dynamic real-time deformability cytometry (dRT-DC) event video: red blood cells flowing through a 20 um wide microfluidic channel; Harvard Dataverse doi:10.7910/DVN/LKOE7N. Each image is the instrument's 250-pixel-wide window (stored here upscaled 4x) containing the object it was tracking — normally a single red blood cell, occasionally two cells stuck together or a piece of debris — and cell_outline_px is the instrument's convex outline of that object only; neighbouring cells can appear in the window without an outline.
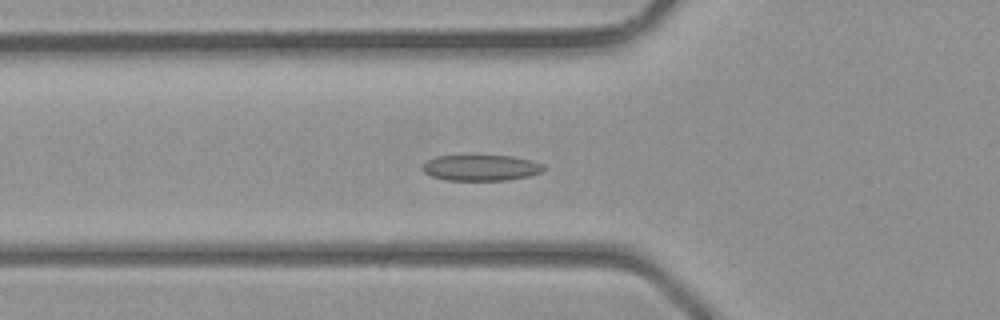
{"species": "common noctule bat (a hibernating species)", "species_latin": "Nyctalus noctula", "temperature_condition": "room temperature", "stored_images_in_passage": 39, "camera_frame_rate_fps": 3000, "um_per_image_px": 0.085, "animal": {"sex": "male", "body_mass_g": 23.1, "forearm_length_mm": 52.7}, "frame": {"image": 1, "passage_image": 13, "time_ms": 4.0, "image_size_px": [1000, 320], "cell_outline_px": [[544, 172], [528, 176], [508, 180], [448, 180], [432, 176], [424, 172], [424, 164], [428, 160], [436, 156], [472, 152], [512, 156], [532, 160], [544, 164]], "centroid_in_image_um": [40.91, 14.2], "position_along_channel_um": 84.9, "area_um2": 19.25}}
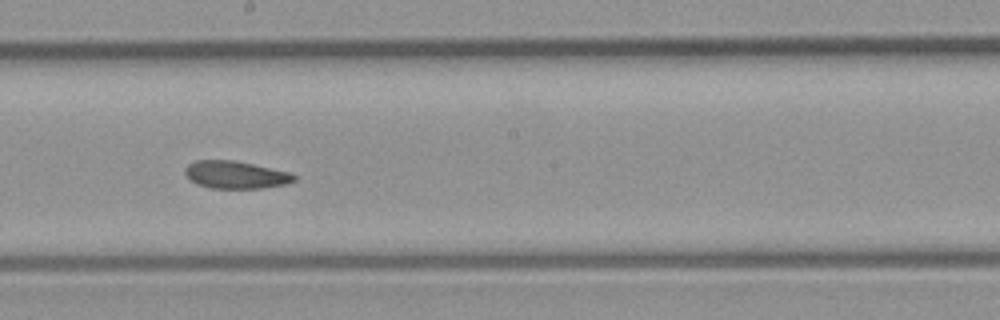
{"frame": {"image": 2, "passage_image": 21, "time_ms": 6.667, "image_size_px": [1000, 320], "cell_outline_px": [[296, 180], [288, 184], [264, 188], [212, 188], [196, 184], [184, 172], [184, 168], [188, 164], [196, 160], [232, 160], [292, 172], [296, 176]], "centroid_in_image_um": [20.07, 14.86], "position_along_channel_um": 228.1, "area_um2": 17.57}}
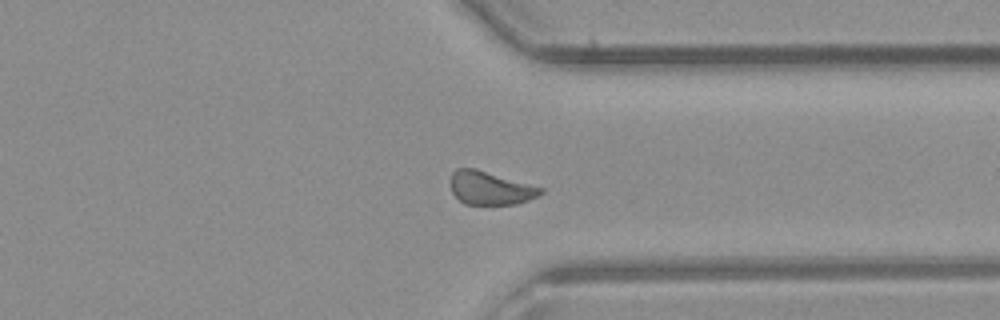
{"frame": {"image": 3, "passage_image": 29, "time_ms": 9.333, "image_size_px": [1000, 320], "cell_outline_px": [[544, 192], [528, 200], [516, 204], [464, 204], [452, 192], [448, 180], [452, 172], [456, 168], [476, 168], [544, 188]], "centroid_in_image_um": [41.63, 15.97], "position_along_channel_um": 369.8, "area_um2": 17.63}}